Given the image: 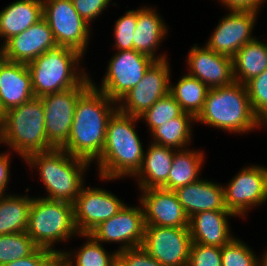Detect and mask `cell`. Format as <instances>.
Masks as SVG:
<instances>
[{
    "label": "cell",
    "instance_id": "6da1fadb",
    "mask_svg": "<svg viewBox=\"0 0 267 266\" xmlns=\"http://www.w3.org/2000/svg\"><path fill=\"white\" fill-rule=\"evenodd\" d=\"M117 110V102L91 84L77 100L71 132L61 148L93 164L102 153L109 119Z\"/></svg>",
    "mask_w": 267,
    "mask_h": 266
},
{
    "label": "cell",
    "instance_id": "7a4b0ae2",
    "mask_svg": "<svg viewBox=\"0 0 267 266\" xmlns=\"http://www.w3.org/2000/svg\"><path fill=\"white\" fill-rule=\"evenodd\" d=\"M139 121V117L119 110L109 119L102 153L94 162L98 167L97 176L103 182L134 178L140 170L145 150L136 130Z\"/></svg>",
    "mask_w": 267,
    "mask_h": 266
},
{
    "label": "cell",
    "instance_id": "3957f363",
    "mask_svg": "<svg viewBox=\"0 0 267 266\" xmlns=\"http://www.w3.org/2000/svg\"><path fill=\"white\" fill-rule=\"evenodd\" d=\"M196 122L237 135L265 126L252 110L246 85L236 81L208 90Z\"/></svg>",
    "mask_w": 267,
    "mask_h": 266
},
{
    "label": "cell",
    "instance_id": "277c9868",
    "mask_svg": "<svg viewBox=\"0 0 267 266\" xmlns=\"http://www.w3.org/2000/svg\"><path fill=\"white\" fill-rule=\"evenodd\" d=\"M25 164L36 169L47 195L40 196L52 201L73 204L85 185V172L90 162L74 157L62 148L30 154Z\"/></svg>",
    "mask_w": 267,
    "mask_h": 266
},
{
    "label": "cell",
    "instance_id": "5b68a950",
    "mask_svg": "<svg viewBox=\"0 0 267 266\" xmlns=\"http://www.w3.org/2000/svg\"><path fill=\"white\" fill-rule=\"evenodd\" d=\"M1 144L7 145L23 160L30 154L53 149L47 140L43 101L40 97H33L5 112L0 133Z\"/></svg>",
    "mask_w": 267,
    "mask_h": 266
},
{
    "label": "cell",
    "instance_id": "8992f818",
    "mask_svg": "<svg viewBox=\"0 0 267 266\" xmlns=\"http://www.w3.org/2000/svg\"><path fill=\"white\" fill-rule=\"evenodd\" d=\"M83 57L75 49L58 46L27 64L35 97L79 86L89 76L80 67Z\"/></svg>",
    "mask_w": 267,
    "mask_h": 266
},
{
    "label": "cell",
    "instance_id": "52a82bcc",
    "mask_svg": "<svg viewBox=\"0 0 267 266\" xmlns=\"http://www.w3.org/2000/svg\"><path fill=\"white\" fill-rule=\"evenodd\" d=\"M26 233L38 247L50 249L60 255L62 249H56L55 243L70 241L75 235L80 238L75 225L73 204L33 197Z\"/></svg>",
    "mask_w": 267,
    "mask_h": 266
},
{
    "label": "cell",
    "instance_id": "ba28073f",
    "mask_svg": "<svg viewBox=\"0 0 267 266\" xmlns=\"http://www.w3.org/2000/svg\"><path fill=\"white\" fill-rule=\"evenodd\" d=\"M155 61L134 49L116 51L108 61L101 85L96 84L92 77L91 84L109 99L118 102L142 80Z\"/></svg>",
    "mask_w": 267,
    "mask_h": 266
},
{
    "label": "cell",
    "instance_id": "9c48e42d",
    "mask_svg": "<svg viewBox=\"0 0 267 266\" xmlns=\"http://www.w3.org/2000/svg\"><path fill=\"white\" fill-rule=\"evenodd\" d=\"M43 18L58 46L69 47L85 56L92 28L74 8L72 0H42Z\"/></svg>",
    "mask_w": 267,
    "mask_h": 266
},
{
    "label": "cell",
    "instance_id": "30bf717a",
    "mask_svg": "<svg viewBox=\"0 0 267 266\" xmlns=\"http://www.w3.org/2000/svg\"><path fill=\"white\" fill-rule=\"evenodd\" d=\"M225 185L223 187L228 210L237 217L246 219L248 211L267 201V167L246 165Z\"/></svg>",
    "mask_w": 267,
    "mask_h": 266
},
{
    "label": "cell",
    "instance_id": "8fae6325",
    "mask_svg": "<svg viewBox=\"0 0 267 266\" xmlns=\"http://www.w3.org/2000/svg\"><path fill=\"white\" fill-rule=\"evenodd\" d=\"M90 85L91 77L88 76L77 87L40 97L43 101L47 140L53 148H61L67 142L77 100Z\"/></svg>",
    "mask_w": 267,
    "mask_h": 266
},
{
    "label": "cell",
    "instance_id": "7c38bea8",
    "mask_svg": "<svg viewBox=\"0 0 267 266\" xmlns=\"http://www.w3.org/2000/svg\"><path fill=\"white\" fill-rule=\"evenodd\" d=\"M168 60L155 61L142 80L117 102L121 113L139 117L158 99L169 94L172 74Z\"/></svg>",
    "mask_w": 267,
    "mask_h": 266
},
{
    "label": "cell",
    "instance_id": "4fadbf2b",
    "mask_svg": "<svg viewBox=\"0 0 267 266\" xmlns=\"http://www.w3.org/2000/svg\"><path fill=\"white\" fill-rule=\"evenodd\" d=\"M145 218L142 204L125 206L110 219L99 224L90 235L99 243L120 244L117 252L141 247L145 234Z\"/></svg>",
    "mask_w": 267,
    "mask_h": 266
},
{
    "label": "cell",
    "instance_id": "5bb4252c",
    "mask_svg": "<svg viewBox=\"0 0 267 266\" xmlns=\"http://www.w3.org/2000/svg\"><path fill=\"white\" fill-rule=\"evenodd\" d=\"M191 244L189 227L146 226L141 247L164 266H187Z\"/></svg>",
    "mask_w": 267,
    "mask_h": 266
},
{
    "label": "cell",
    "instance_id": "9a60e30c",
    "mask_svg": "<svg viewBox=\"0 0 267 266\" xmlns=\"http://www.w3.org/2000/svg\"><path fill=\"white\" fill-rule=\"evenodd\" d=\"M125 204L105 188L83 186L73 203L79 234H90L99 224L116 215Z\"/></svg>",
    "mask_w": 267,
    "mask_h": 266
},
{
    "label": "cell",
    "instance_id": "2e32d148",
    "mask_svg": "<svg viewBox=\"0 0 267 266\" xmlns=\"http://www.w3.org/2000/svg\"><path fill=\"white\" fill-rule=\"evenodd\" d=\"M258 12L229 10L224 15L205 45L218 54L233 58L237 51L253 40V30L257 23Z\"/></svg>",
    "mask_w": 267,
    "mask_h": 266
},
{
    "label": "cell",
    "instance_id": "e0dca14e",
    "mask_svg": "<svg viewBox=\"0 0 267 266\" xmlns=\"http://www.w3.org/2000/svg\"><path fill=\"white\" fill-rule=\"evenodd\" d=\"M186 57L189 75L199 79L209 89L228 86L234 80L233 58L218 54L206 45H192Z\"/></svg>",
    "mask_w": 267,
    "mask_h": 266
},
{
    "label": "cell",
    "instance_id": "ac0fdd59",
    "mask_svg": "<svg viewBox=\"0 0 267 266\" xmlns=\"http://www.w3.org/2000/svg\"><path fill=\"white\" fill-rule=\"evenodd\" d=\"M139 190L146 226L189 227V216L174 191L163 188Z\"/></svg>",
    "mask_w": 267,
    "mask_h": 266
},
{
    "label": "cell",
    "instance_id": "d6986e66",
    "mask_svg": "<svg viewBox=\"0 0 267 266\" xmlns=\"http://www.w3.org/2000/svg\"><path fill=\"white\" fill-rule=\"evenodd\" d=\"M58 47L48 22L42 18L24 32L10 38L0 55L12 62L29 64L44 52Z\"/></svg>",
    "mask_w": 267,
    "mask_h": 266
},
{
    "label": "cell",
    "instance_id": "ffe728a7",
    "mask_svg": "<svg viewBox=\"0 0 267 266\" xmlns=\"http://www.w3.org/2000/svg\"><path fill=\"white\" fill-rule=\"evenodd\" d=\"M35 97L27 64L12 62L0 55V104L6 112Z\"/></svg>",
    "mask_w": 267,
    "mask_h": 266
},
{
    "label": "cell",
    "instance_id": "44dd1931",
    "mask_svg": "<svg viewBox=\"0 0 267 266\" xmlns=\"http://www.w3.org/2000/svg\"><path fill=\"white\" fill-rule=\"evenodd\" d=\"M224 185L201 178L174 190L189 218L202 211H229L225 202Z\"/></svg>",
    "mask_w": 267,
    "mask_h": 266
},
{
    "label": "cell",
    "instance_id": "7402d4cb",
    "mask_svg": "<svg viewBox=\"0 0 267 266\" xmlns=\"http://www.w3.org/2000/svg\"><path fill=\"white\" fill-rule=\"evenodd\" d=\"M157 8L143 5L137 9V26L133 37V49L156 61L168 59L167 54L156 55L162 41L167 37L168 26ZM156 52V53H155Z\"/></svg>",
    "mask_w": 267,
    "mask_h": 266
},
{
    "label": "cell",
    "instance_id": "603a6c76",
    "mask_svg": "<svg viewBox=\"0 0 267 266\" xmlns=\"http://www.w3.org/2000/svg\"><path fill=\"white\" fill-rule=\"evenodd\" d=\"M229 217L238 218L230 211H202L189 218L192 243L223 247L235 236L231 232Z\"/></svg>",
    "mask_w": 267,
    "mask_h": 266
},
{
    "label": "cell",
    "instance_id": "cb8c5ba5",
    "mask_svg": "<svg viewBox=\"0 0 267 266\" xmlns=\"http://www.w3.org/2000/svg\"><path fill=\"white\" fill-rule=\"evenodd\" d=\"M146 147L143 163L134 176L139 189L162 188L168 181L176 149L154 142Z\"/></svg>",
    "mask_w": 267,
    "mask_h": 266
},
{
    "label": "cell",
    "instance_id": "d4e9b609",
    "mask_svg": "<svg viewBox=\"0 0 267 266\" xmlns=\"http://www.w3.org/2000/svg\"><path fill=\"white\" fill-rule=\"evenodd\" d=\"M43 18L42 0H16L0 11V48Z\"/></svg>",
    "mask_w": 267,
    "mask_h": 266
},
{
    "label": "cell",
    "instance_id": "484cf974",
    "mask_svg": "<svg viewBox=\"0 0 267 266\" xmlns=\"http://www.w3.org/2000/svg\"><path fill=\"white\" fill-rule=\"evenodd\" d=\"M205 158L203 150L193 148L177 150L173 157L168 181L162 188L174 191L200 180Z\"/></svg>",
    "mask_w": 267,
    "mask_h": 266
},
{
    "label": "cell",
    "instance_id": "4316f807",
    "mask_svg": "<svg viewBox=\"0 0 267 266\" xmlns=\"http://www.w3.org/2000/svg\"><path fill=\"white\" fill-rule=\"evenodd\" d=\"M257 38L242 46L233 57V75L238 83L245 85L267 69V43Z\"/></svg>",
    "mask_w": 267,
    "mask_h": 266
},
{
    "label": "cell",
    "instance_id": "83f0119b",
    "mask_svg": "<svg viewBox=\"0 0 267 266\" xmlns=\"http://www.w3.org/2000/svg\"><path fill=\"white\" fill-rule=\"evenodd\" d=\"M33 196L0 195V235L26 232Z\"/></svg>",
    "mask_w": 267,
    "mask_h": 266
},
{
    "label": "cell",
    "instance_id": "f1b7e54d",
    "mask_svg": "<svg viewBox=\"0 0 267 266\" xmlns=\"http://www.w3.org/2000/svg\"><path fill=\"white\" fill-rule=\"evenodd\" d=\"M80 237L86 240L77 250H61L59 262L63 266H111L117 260L116 249L111 253L106 251L103 244L97 242L90 234Z\"/></svg>",
    "mask_w": 267,
    "mask_h": 266
},
{
    "label": "cell",
    "instance_id": "f546056e",
    "mask_svg": "<svg viewBox=\"0 0 267 266\" xmlns=\"http://www.w3.org/2000/svg\"><path fill=\"white\" fill-rule=\"evenodd\" d=\"M194 123H196V118L193 115L182 112L179 116L157 127L150 134L152 137L150 140L176 150L187 149L193 140L192 126Z\"/></svg>",
    "mask_w": 267,
    "mask_h": 266
},
{
    "label": "cell",
    "instance_id": "4dcf8cb0",
    "mask_svg": "<svg viewBox=\"0 0 267 266\" xmlns=\"http://www.w3.org/2000/svg\"><path fill=\"white\" fill-rule=\"evenodd\" d=\"M209 88L199 79L182 74L174 83L170 80L169 94L177 101L183 112L190 113L195 118L202 111Z\"/></svg>",
    "mask_w": 267,
    "mask_h": 266
},
{
    "label": "cell",
    "instance_id": "1f68e13d",
    "mask_svg": "<svg viewBox=\"0 0 267 266\" xmlns=\"http://www.w3.org/2000/svg\"><path fill=\"white\" fill-rule=\"evenodd\" d=\"M37 248L26 232L0 235V266L25 258Z\"/></svg>",
    "mask_w": 267,
    "mask_h": 266
},
{
    "label": "cell",
    "instance_id": "d6a6232c",
    "mask_svg": "<svg viewBox=\"0 0 267 266\" xmlns=\"http://www.w3.org/2000/svg\"><path fill=\"white\" fill-rule=\"evenodd\" d=\"M182 112L177 101L167 94L140 115L139 119L146 122L145 125L147 124L148 132L151 134L157 127L179 116Z\"/></svg>",
    "mask_w": 267,
    "mask_h": 266
},
{
    "label": "cell",
    "instance_id": "836d02e7",
    "mask_svg": "<svg viewBox=\"0 0 267 266\" xmlns=\"http://www.w3.org/2000/svg\"><path fill=\"white\" fill-rule=\"evenodd\" d=\"M235 236L221 247L223 266H258V255L250 246Z\"/></svg>",
    "mask_w": 267,
    "mask_h": 266
},
{
    "label": "cell",
    "instance_id": "e575fe53",
    "mask_svg": "<svg viewBox=\"0 0 267 266\" xmlns=\"http://www.w3.org/2000/svg\"><path fill=\"white\" fill-rule=\"evenodd\" d=\"M251 107L255 115L267 127V69L246 84Z\"/></svg>",
    "mask_w": 267,
    "mask_h": 266
},
{
    "label": "cell",
    "instance_id": "d590c367",
    "mask_svg": "<svg viewBox=\"0 0 267 266\" xmlns=\"http://www.w3.org/2000/svg\"><path fill=\"white\" fill-rule=\"evenodd\" d=\"M137 26V10H128L114 23V49L116 51L132 50L133 37Z\"/></svg>",
    "mask_w": 267,
    "mask_h": 266
},
{
    "label": "cell",
    "instance_id": "8d00e7d4",
    "mask_svg": "<svg viewBox=\"0 0 267 266\" xmlns=\"http://www.w3.org/2000/svg\"><path fill=\"white\" fill-rule=\"evenodd\" d=\"M187 266H223L221 247L192 243Z\"/></svg>",
    "mask_w": 267,
    "mask_h": 266
},
{
    "label": "cell",
    "instance_id": "74e56055",
    "mask_svg": "<svg viewBox=\"0 0 267 266\" xmlns=\"http://www.w3.org/2000/svg\"><path fill=\"white\" fill-rule=\"evenodd\" d=\"M123 266H164L155 260L143 247L128 248L117 252Z\"/></svg>",
    "mask_w": 267,
    "mask_h": 266
},
{
    "label": "cell",
    "instance_id": "f35d334b",
    "mask_svg": "<svg viewBox=\"0 0 267 266\" xmlns=\"http://www.w3.org/2000/svg\"><path fill=\"white\" fill-rule=\"evenodd\" d=\"M59 262V255L54 251L38 247L32 254L3 266H55Z\"/></svg>",
    "mask_w": 267,
    "mask_h": 266
},
{
    "label": "cell",
    "instance_id": "ab89813d",
    "mask_svg": "<svg viewBox=\"0 0 267 266\" xmlns=\"http://www.w3.org/2000/svg\"><path fill=\"white\" fill-rule=\"evenodd\" d=\"M72 2L81 18L93 25L91 22L104 13L112 0H72Z\"/></svg>",
    "mask_w": 267,
    "mask_h": 266
},
{
    "label": "cell",
    "instance_id": "60d3db41",
    "mask_svg": "<svg viewBox=\"0 0 267 266\" xmlns=\"http://www.w3.org/2000/svg\"><path fill=\"white\" fill-rule=\"evenodd\" d=\"M217 1V0H216ZM267 0H218L228 10L260 12L261 6Z\"/></svg>",
    "mask_w": 267,
    "mask_h": 266
},
{
    "label": "cell",
    "instance_id": "b9f144b4",
    "mask_svg": "<svg viewBox=\"0 0 267 266\" xmlns=\"http://www.w3.org/2000/svg\"><path fill=\"white\" fill-rule=\"evenodd\" d=\"M11 150H6L0 152V195L7 194L6 189L9 187V182H11L10 179V168H11Z\"/></svg>",
    "mask_w": 267,
    "mask_h": 266
},
{
    "label": "cell",
    "instance_id": "7bdbcfd3",
    "mask_svg": "<svg viewBox=\"0 0 267 266\" xmlns=\"http://www.w3.org/2000/svg\"><path fill=\"white\" fill-rule=\"evenodd\" d=\"M267 248V247H265ZM258 266H267V249H265L264 253L258 258Z\"/></svg>",
    "mask_w": 267,
    "mask_h": 266
},
{
    "label": "cell",
    "instance_id": "ee69618b",
    "mask_svg": "<svg viewBox=\"0 0 267 266\" xmlns=\"http://www.w3.org/2000/svg\"><path fill=\"white\" fill-rule=\"evenodd\" d=\"M5 111L2 109L0 104V133L2 132L4 126Z\"/></svg>",
    "mask_w": 267,
    "mask_h": 266
},
{
    "label": "cell",
    "instance_id": "f6af8a7d",
    "mask_svg": "<svg viewBox=\"0 0 267 266\" xmlns=\"http://www.w3.org/2000/svg\"><path fill=\"white\" fill-rule=\"evenodd\" d=\"M111 266H123L121 262L117 259Z\"/></svg>",
    "mask_w": 267,
    "mask_h": 266
},
{
    "label": "cell",
    "instance_id": "bcb514c9",
    "mask_svg": "<svg viewBox=\"0 0 267 266\" xmlns=\"http://www.w3.org/2000/svg\"><path fill=\"white\" fill-rule=\"evenodd\" d=\"M55 266H63L60 262H58Z\"/></svg>",
    "mask_w": 267,
    "mask_h": 266
}]
</instances>
